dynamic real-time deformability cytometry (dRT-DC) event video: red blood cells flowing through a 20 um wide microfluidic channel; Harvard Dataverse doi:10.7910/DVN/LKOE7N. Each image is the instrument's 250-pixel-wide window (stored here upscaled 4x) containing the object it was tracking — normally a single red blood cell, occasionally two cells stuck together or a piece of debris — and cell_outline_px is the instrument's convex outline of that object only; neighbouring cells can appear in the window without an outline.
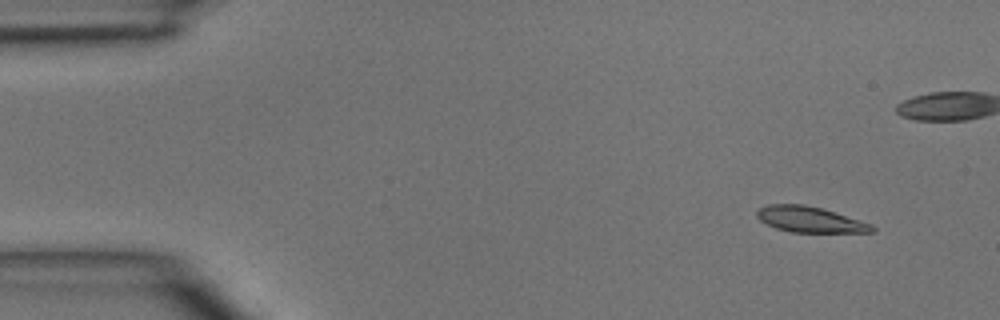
{"species": "common noctule bat (a hibernating species)", "species_latin": "Nyctalus noctula", "temperature_condition": "room temperature", "stored_images_in_passage": 44, "camera_frame_rate_fps": 3000, "um_per_image_px": 0.085, "animal": {"sex": "male", "body_mass_g": 15.6}, "frame": {"image": 1, "passage_image": 1, "time_ms": 0.0, "image_size_px": [1000, 320], "cell_outline_px": [[876, 232], [792, 232], [776, 228], [760, 220], [756, 216], [756, 212], [760, 208], [768, 204], [804, 204], [820, 208], [872, 224], [876, 228]], "centroid_in_image_um": [68.84, 18.66], "position_along_channel_um": 16.2, "area_um2": 17.05}}
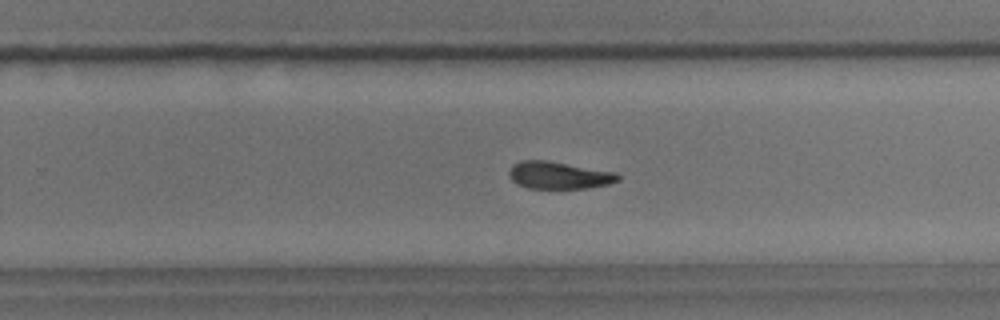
{"frame": {"image": 2, "passage_image": 26, "time_ms": 8.333, "image_size_px": [1000, 320], "cell_outline_px": [[620, 180], [608, 184], [588, 188], [528, 188], [516, 184], [508, 176], [508, 172], [512, 164], [520, 160], [548, 160], [616, 172], [620, 176]], "centroid_in_image_um": [47.48, 14.89], "position_along_channel_um": 282.3, "area_um2": 17.51}}
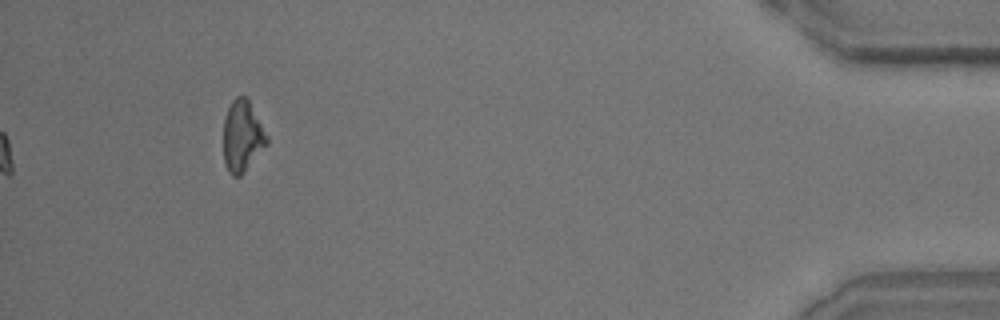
{"frame": {"image": 3, "passage_image": 44, "time_ms": 14.333, "image_size_px": [1000, 320], "cell_outline_px": [[268, 144], [244, 172], [240, 176], [232, 176], [228, 172], [224, 164], [224, 120], [228, 108], [232, 100], [236, 96], [244, 96], [248, 100], [268, 136]], "centroid_in_image_um": [20.59, 11.6], "position_along_channel_um": 414.6, "area_um2": 17.92}}